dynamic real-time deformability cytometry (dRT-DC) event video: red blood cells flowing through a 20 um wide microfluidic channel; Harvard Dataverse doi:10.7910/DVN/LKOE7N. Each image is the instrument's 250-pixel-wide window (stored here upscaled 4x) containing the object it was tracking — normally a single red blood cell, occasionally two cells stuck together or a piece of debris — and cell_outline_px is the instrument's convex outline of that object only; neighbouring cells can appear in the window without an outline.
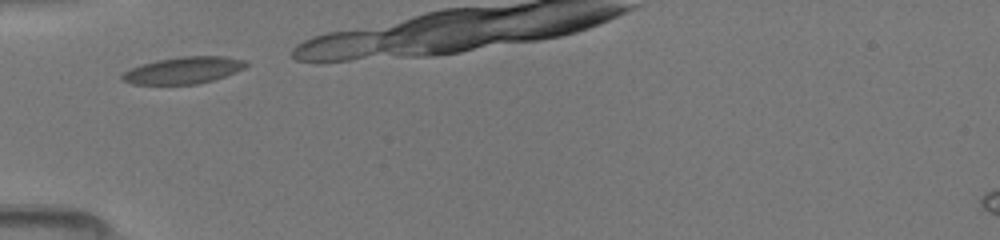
{"species": "common noctule bat (a hibernating species)", "species_latin": "Nyctalus noctula", "temperature_condition": "room temperature", "stored_images_in_passage": 5, "camera_frame_rate_fps": 3000, "um_per_image_px": 0.085, "animal": {"sex": "female", "body_mass_g": 19.5, "forearm_length_mm": 54.1}, "frame": {"image": 1, "passage_image": 1, "time_ms": 0.0, "image_size_px": [1000, 240], "cell_outline_px": [[248, 64], [244, 68], [236, 72], [212, 80], [196, 84], [132, 84], [120, 80], [120, 76], [124, 72], [132, 68], [156, 60], [180, 56], [220, 56], [248, 60]], "centroid_in_image_um": [15.6, 5.97], "position_along_channel_um": 69.4, "area_um2": 19.31}}